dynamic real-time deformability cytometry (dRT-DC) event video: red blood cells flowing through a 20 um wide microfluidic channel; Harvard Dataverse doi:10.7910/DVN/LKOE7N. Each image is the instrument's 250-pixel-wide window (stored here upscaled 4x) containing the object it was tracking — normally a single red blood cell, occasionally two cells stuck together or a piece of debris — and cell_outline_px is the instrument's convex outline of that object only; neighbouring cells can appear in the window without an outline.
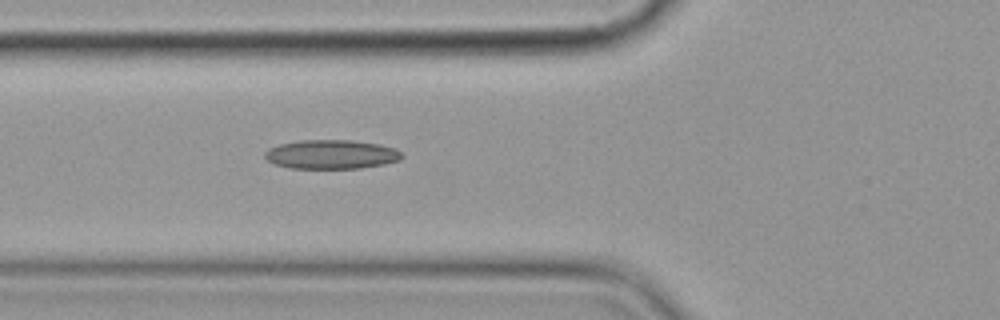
{"species": "common noctule bat (a hibernating species)", "species_latin": "Nyctalus noctula", "temperature_condition": "cold", "stored_images_in_passage": 6, "camera_frame_rate_fps": 3000, "um_per_image_px": 0.085, "animal": {"sex": "female", "body_mass_g": 19.9}, "frame": {"image": 1, "passage_image": 6, "time_ms": 5.667, "image_size_px": [1000, 320], "cell_outline_px": [[404, 156], [400, 160], [384, 164], [360, 168], [292, 168], [272, 164], [264, 156], [264, 152], [268, 148], [280, 144], [300, 140], [352, 140], [380, 144], [396, 148]], "centroid_in_image_um": [28.16, 13.12], "position_along_channel_um": 97.6, "area_um2": 23.35}}